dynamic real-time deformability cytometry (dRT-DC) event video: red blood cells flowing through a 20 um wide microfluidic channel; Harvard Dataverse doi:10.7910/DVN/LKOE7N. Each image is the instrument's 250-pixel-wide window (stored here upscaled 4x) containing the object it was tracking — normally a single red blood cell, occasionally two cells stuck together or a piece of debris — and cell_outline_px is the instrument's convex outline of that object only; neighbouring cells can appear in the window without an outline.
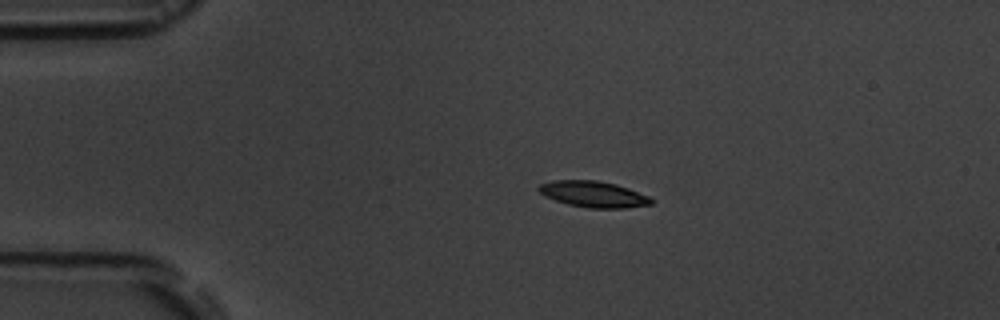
{"species": "common noctule bat (a hibernating species)", "species_latin": "Nyctalus noctula", "temperature_condition": "room temperature", "stored_images_in_passage": 4, "camera_frame_rate_fps": 3000, "um_per_image_px": 0.085, "animal": {"sex": "male", "body_mass_g": 19.5, "forearm_length_mm": 54.6}, "frame": {"image": 1, "passage_image": 2, "time_ms": 1.333, "image_size_px": [1000, 320], "cell_outline_px": [[652, 204], [624, 208], [588, 208], [568, 204], [544, 196], [536, 188], [540, 184], [552, 180], [596, 180], [616, 184], [628, 188], [648, 196], [652, 200]], "centroid_in_image_um": [50.41, 16.5], "position_along_channel_um": 34.6, "area_um2": 17.05}}
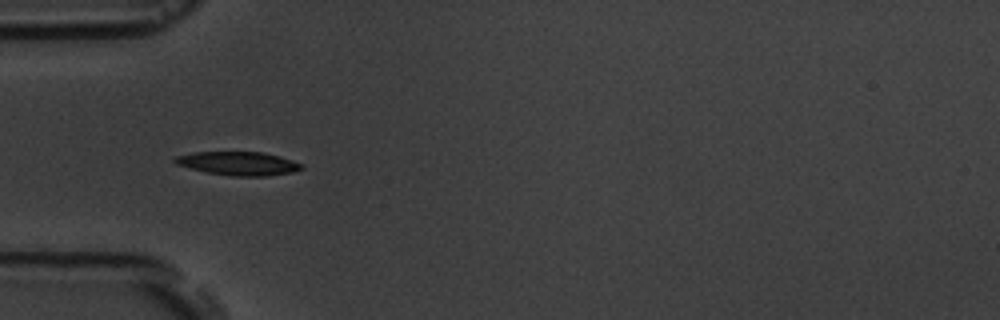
{"frame": {"image": 2, "passage_image": 3, "time_ms": 3.333, "image_size_px": [1000, 320], "cell_outline_px": [[304, 168], [292, 172], [264, 176], [232, 176], [208, 172], [176, 164], [172, 160], [176, 156], [196, 152], [264, 152], [280, 156], [304, 164]], "centroid_in_image_um": [20.3, 13.89], "position_along_channel_um": 64.7, "area_um2": 17.28}}
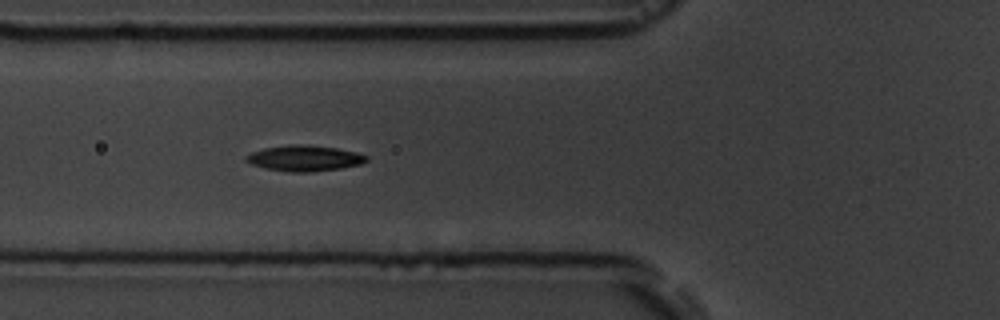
{"frame": {"image": 3, "passage_image": 4, "time_ms": 4.333, "image_size_px": [1000, 320], "cell_outline_px": [[368, 160], [360, 164], [340, 168], [312, 172], [292, 172], [264, 168], [252, 164], [244, 160], [244, 156], [252, 152], [264, 148], [288, 144], [304, 144], [336, 148], [356, 152], [368, 156]], "centroid_in_image_um": [25.85, 13.44], "position_along_channel_um": 99.9, "area_um2": 18.09}}